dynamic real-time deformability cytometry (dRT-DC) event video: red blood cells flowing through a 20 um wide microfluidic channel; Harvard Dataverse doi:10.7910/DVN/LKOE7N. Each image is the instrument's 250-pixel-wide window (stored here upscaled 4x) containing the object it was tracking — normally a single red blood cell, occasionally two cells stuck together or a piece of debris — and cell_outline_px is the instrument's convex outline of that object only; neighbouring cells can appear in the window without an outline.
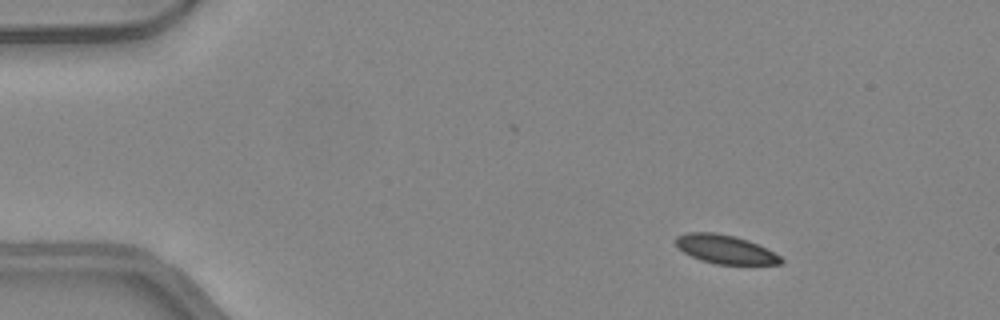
{"species": "common noctule bat (a hibernating species)", "species_latin": "Nyctalus noctula", "temperature_condition": "warm", "stored_images_in_passage": 49, "camera_frame_rate_fps": 3000, "um_per_image_px": 0.085, "animal": {"sex": "female", "body_mass_g": 24.6, "forearm_length_mm": 56.2}, "frame": {"image": 1, "passage_image": 7, "time_ms": 2.0, "image_size_px": [1000, 320], "cell_outline_px": [[784, 260], [780, 264], [716, 264], [700, 260], [684, 252], [676, 244], [676, 236], [688, 232], [716, 232], [736, 236], [748, 240], [780, 256]], "centroid_in_image_um": [61.63, 21.18], "position_along_channel_um": 23.4, "area_um2": 17.4}}
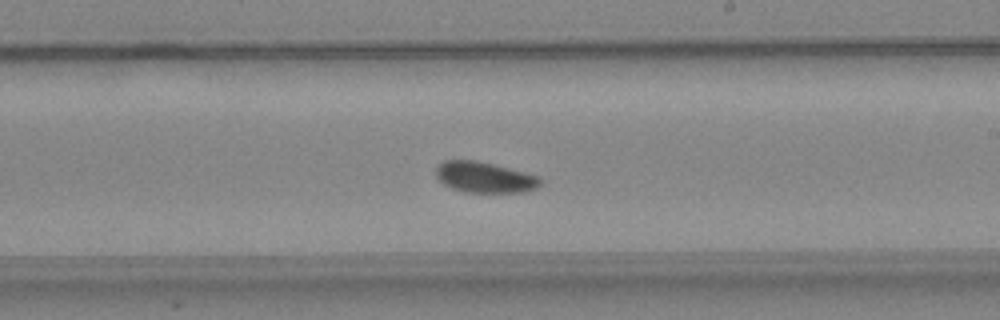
{"frame": {"image": 2, "passage_image": 29, "time_ms": 9.333, "image_size_px": [1000, 320], "cell_outline_px": [[544, 184], [536, 188], [524, 192], [464, 192], [452, 188], [444, 184], [436, 176], [436, 168], [444, 160], [476, 160], [496, 164], [540, 176], [544, 180]], "centroid_in_image_um": [41.26, 15.06], "position_along_channel_um": 247.7, "area_um2": 19.02}}
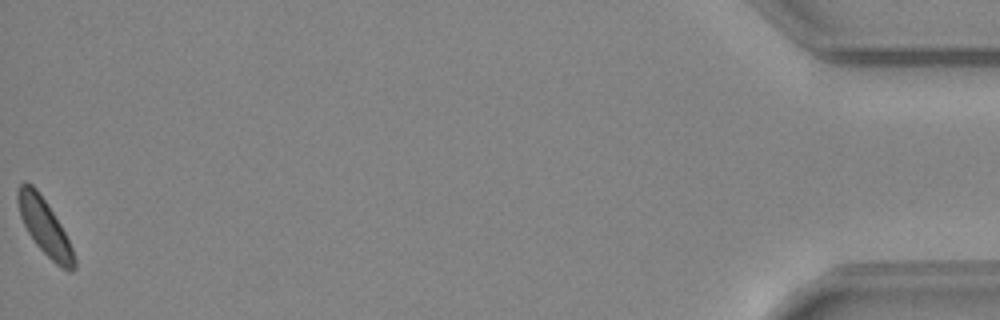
{"frame": {"image": 3, "passage_image": 49, "time_ms": 16.0, "image_size_px": [1000, 320], "cell_outline_px": [[76, 268], [72, 272], [68, 272], [56, 264], [36, 244], [28, 232], [20, 216], [16, 200], [16, 192], [20, 184], [24, 180], [32, 184], [36, 188], [60, 224], [72, 248], [76, 260]], "centroid_in_image_um": [3.78, 19.28], "position_along_channel_um": 431.4, "area_um2": 18.21}, "authors_computed_cell_mechanics": {"area_um2": 18.7272, "velocity_mm_per_s": 4.262, "shape_relaxation_time_tau1_ms": 2.6185, "shape_relaxation_time_tau2_ms": null, "deformation_change_tau1": 0.0551, "deformation_change_tau2": null}}